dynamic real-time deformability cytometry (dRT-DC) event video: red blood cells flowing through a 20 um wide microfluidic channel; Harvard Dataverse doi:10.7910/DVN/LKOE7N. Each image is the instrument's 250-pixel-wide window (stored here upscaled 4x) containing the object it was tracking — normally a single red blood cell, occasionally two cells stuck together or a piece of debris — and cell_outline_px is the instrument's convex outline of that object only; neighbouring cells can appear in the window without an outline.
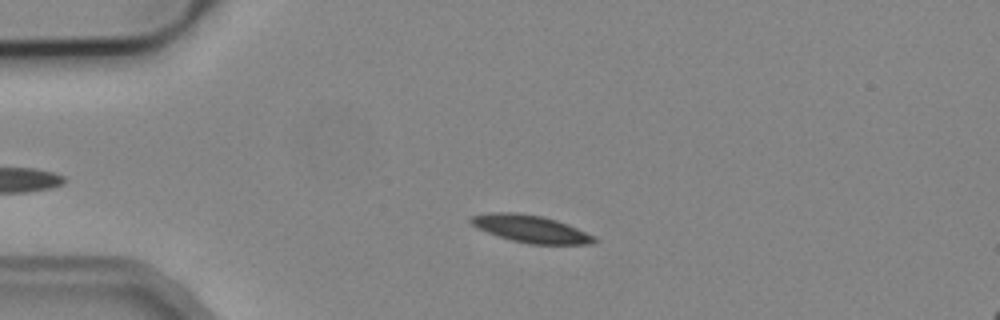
{"species": "common noctule bat (a hibernating species)", "species_latin": "Nyctalus noctula", "temperature_condition": "cold", "stored_images_in_passage": 6, "camera_frame_rate_fps": 3000, "um_per_image_px": 0.085, "animal": {"sex": "male", "body_mass_g": 19.2, "forearm_length_mm": 51.8}, "frame": {"image": 1, "passage_image": 4, "time_ms": 3.667, "image_size_px": [1000, 320], "cell_outline_px": [[600, 240], [592, 244], [528, 244], [512, 240], [476, 228], [468, 220], [472, 216], [488, 212], [516, 212], [540, 216], [556, 220], [568, 224], [596, 236]], "centroid_in_image_um": [45.15, 19.45], "position_along_channel_um": 39.9, "area_um2": 19.71}}
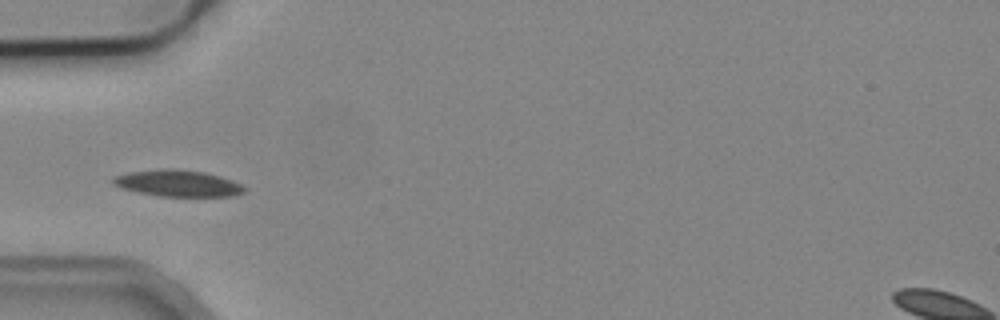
{"frame": {"image": 2, "passage_image": 5, "time_ms": 5.333, "image_size_px": [1000, 320], "cell_outline_px": [[248, 188], [244, 192], [232, 196], [160, 196], [136, 192], [120, 188], [112, 184], [112, 176], [128, 172], [164, 168], [172, 168], [204, 172], [240, 184]], "centroid_in_image_um": [15.03, 15.58], "position_along_channel_um": 70.0, "area_um2": 20.23}}